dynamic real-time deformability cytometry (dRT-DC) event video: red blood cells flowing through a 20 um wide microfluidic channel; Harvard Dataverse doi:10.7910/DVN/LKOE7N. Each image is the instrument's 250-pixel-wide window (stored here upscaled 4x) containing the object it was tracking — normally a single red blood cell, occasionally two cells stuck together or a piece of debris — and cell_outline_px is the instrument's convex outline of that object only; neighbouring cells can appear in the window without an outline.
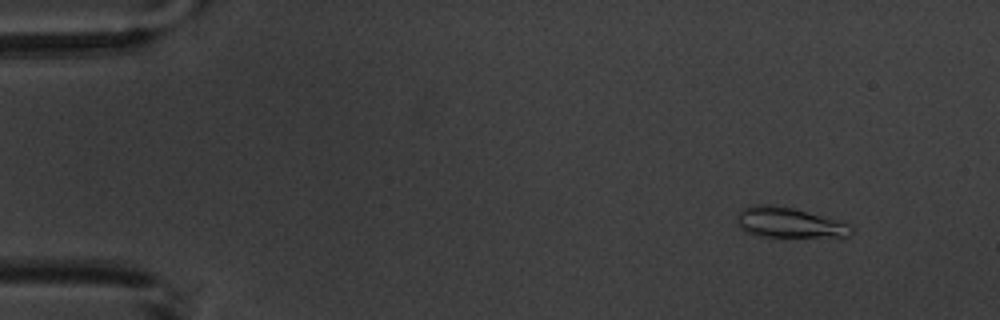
{"species": "common noctule bat (a hibernating species)", "species_latin": "Nyctalus noctula", "temperature_condition": "warm", "stored_images_in_passage": 4, "camera_frame_rate_fps": 3000, "um_per_image_px": 0.085, "animal": {"sex": "male", "body_mass_g": 20.1, "forearm_length_mm": 53.5}, "frame": {"image": 1, "passage_image": 1, "time_ms": 0.0, "image_size_px": [1000, 320], "cell_outline_px": [[856, 228], [848, 236], [760, 236], [744, 232], [740, 228], [736, 216], [740, 208], [752, 204], [768, 204], [792, 208], [836, 220], [848, 224]], "centroid_in_image_um": [66.99, 18.91], "position_along_channel_um": 18.0, "area_um2": 19.94}}
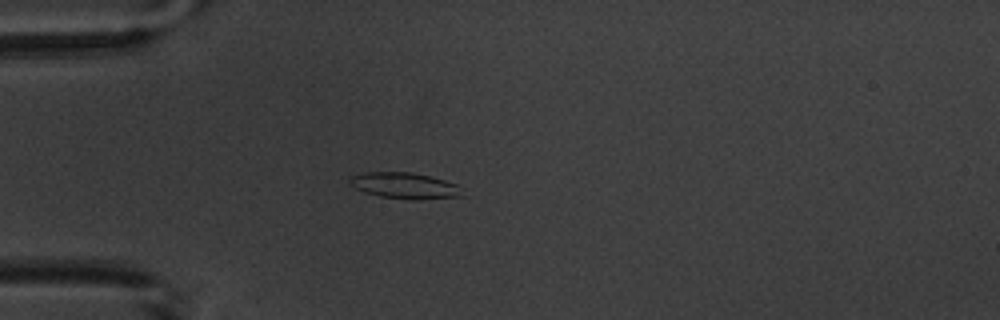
{"frame": {"image": 2, "passage_image": 4, "time_ms": 3.333, "image_size_px": [1000, 320], "cell_outline_px": [[464, 196], [420, 200], [416, 200], [380, 196], [364, 192], [348, 184], [348, 176], [364, 172], [412, 172], [444, 180], [456, 184]], "centroid_in_image_um": [34.34, 15.78], "position_along_channel_um": 50.7, "area_um2": 17.17}}